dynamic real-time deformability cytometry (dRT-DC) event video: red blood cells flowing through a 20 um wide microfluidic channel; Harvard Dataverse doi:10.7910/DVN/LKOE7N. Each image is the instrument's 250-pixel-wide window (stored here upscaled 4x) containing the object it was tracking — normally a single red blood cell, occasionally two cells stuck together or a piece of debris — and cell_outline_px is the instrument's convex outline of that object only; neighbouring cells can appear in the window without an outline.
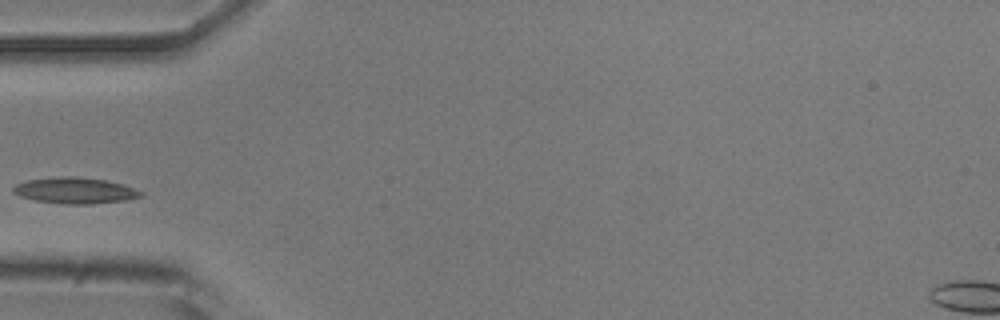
{"species": "common noctule bat (a hibernating species)", "species_latin": "Nyctalus noctula", "temperature_condition": "room temperature", "stored_images_in_passage": 4, "camera_frame_rate_fps": 3000, "um_per_image_px": 0.085, "animal": {"sex": "male", "body_mass_g": 20.5, "forearm_length_mm": 52.5}, "frame": {"image": 1, "passage_image": 3, "time_ms": 0.667, "image_size_px": [1000, 320], "cell_outline_px": [[144, 196], [124, 200], [88, 204], [64, 204], [36, 200], [20, 196], [12, 192], [12, 188], [16, 184], [28, 180], [60, 176], [76, 176], [104, 180], [120, 184], [144, 192]], "centroid_in_image_um": [6.35, 16.19], "position_along_channel_um": 78.6, "area_um2": 19.19}}
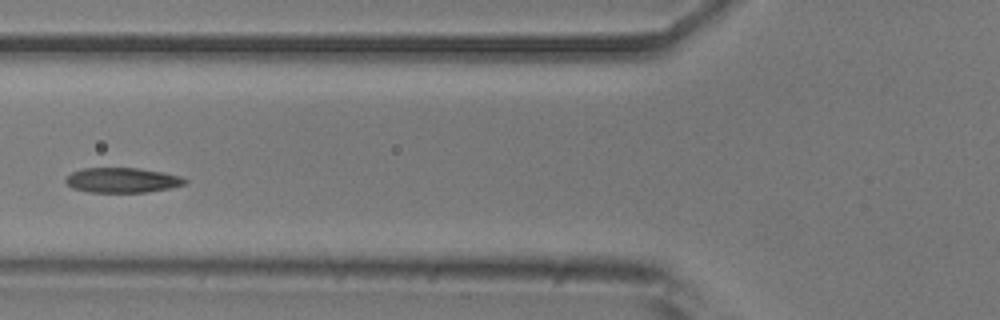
{"frame": {"image": 2, "passage_image": 4, "time_ms": 1.0, "image_size_px": [1000, 320], "cell_outline_px": [[188, 180], [184, 184], [168, 188], [148, 192], [88, 192], [72, 188], [64, 180], [72, 172], [84, 168], [140, 168], [164, 172], [180, 176]], "centroid_in_image_um": [10.39, 15.31], "position_along_channel_um": 115.4, "area_um2": 17.28}}